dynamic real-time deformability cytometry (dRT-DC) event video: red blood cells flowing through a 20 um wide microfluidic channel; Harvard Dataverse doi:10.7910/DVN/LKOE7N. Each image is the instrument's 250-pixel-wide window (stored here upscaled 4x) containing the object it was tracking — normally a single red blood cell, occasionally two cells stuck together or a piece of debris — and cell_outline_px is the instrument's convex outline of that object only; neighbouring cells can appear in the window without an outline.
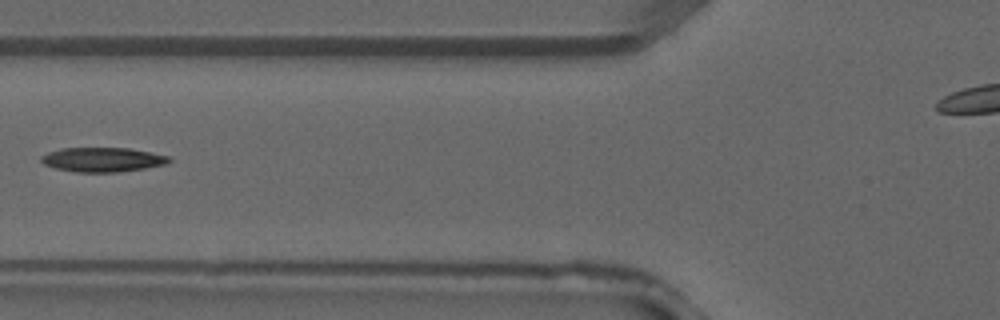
{"species": "common noctule bat (a hibernating species)", "species_latin": "Nyctalus noctula", "temperature_condition": "warm", "stored_images_in_passage": 5, "camera_frame_rate_fps": 3000, "um_per_image_px": 0.085, "animal": {"sex": "male", "forearm_length_mm": 52.5}, "frame": {"image": 1, "passage_image": 5, "time_ms": 1.333, "image_size_px": [1000, 320], "cell_outline_px": [[172, 160], [164, 164], [144, 168], [116, 172], [76, 172], [56, 168], [44, 164], [40, 160], [40, 156], [48, 152], [60, 148], [128, 148], [152, 152], [172, 156]], "centroid_in_image_um": [8.72, 13.56], "position_along_channel_um": 117.1, "area_um2": 18.21}}